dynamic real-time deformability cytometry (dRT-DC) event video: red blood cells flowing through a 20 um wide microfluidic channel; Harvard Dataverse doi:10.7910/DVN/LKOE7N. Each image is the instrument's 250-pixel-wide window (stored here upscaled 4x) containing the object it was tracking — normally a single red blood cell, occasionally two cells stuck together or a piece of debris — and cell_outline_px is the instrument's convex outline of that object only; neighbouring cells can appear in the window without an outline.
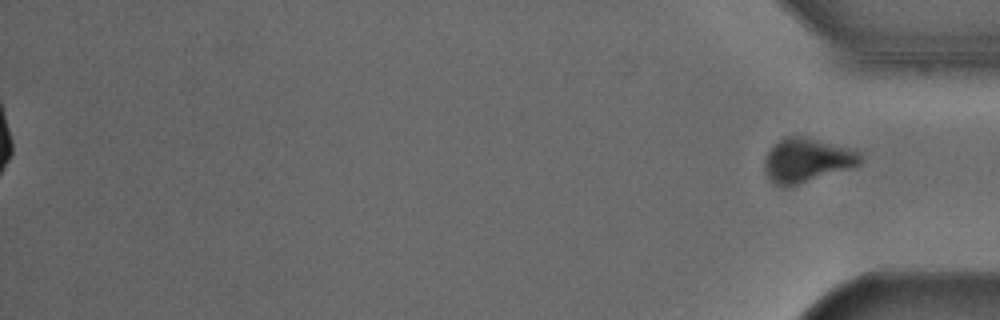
{"species": "Egyptian fruit bat (a non-hibernating species)", "species_latin": "Rousettus aegyptiacus", "temperature_condition": "cold", "stored_images_in_passage": 55, "segment_of_instrument_passage": [2, 2], "camera_frame_rate_fps": 3000, "um_per_image_px": 0.085, "animal": {"sex": "male"}, "frame": {"image": 1, "passage_image": 55, "time_ms": 18.0, "image_size_px": [1000, 320], "cell_outline_px": [[864, 160], [860, 164], [852, 168], [784, 188], [780, 188], [772, 184], [768, 180], [764, 168], [764, 160], [768, 152], [784, 136], [804, 136], [856, 148], [860, 152]], "centroid_in_image_um": [68.62, 13.62], "position_along_channel_um": 366.6, "area_um2": 25.2}}